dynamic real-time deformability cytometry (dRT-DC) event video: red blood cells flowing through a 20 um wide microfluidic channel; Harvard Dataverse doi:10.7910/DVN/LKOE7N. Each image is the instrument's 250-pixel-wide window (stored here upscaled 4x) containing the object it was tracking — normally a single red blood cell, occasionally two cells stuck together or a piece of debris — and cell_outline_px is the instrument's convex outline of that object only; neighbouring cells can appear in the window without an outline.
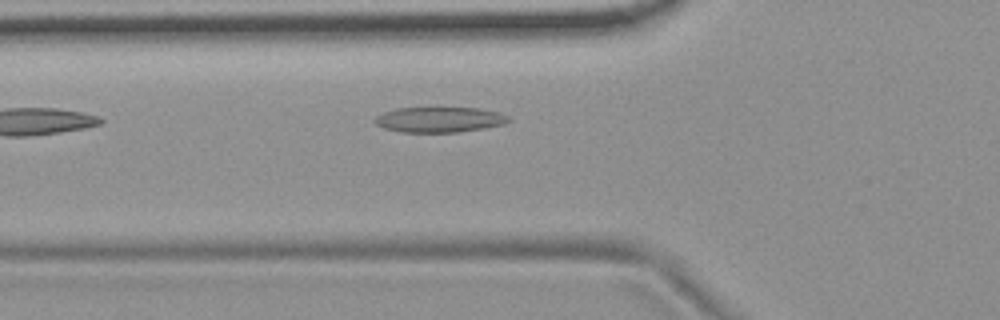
{"species": "common noctule bat (a hibernating species)", "species_latin": "Nyctalus noctula", "temperature_condition": "room temperature", "stored_images_in_passage": 4, "camera_frame_rate_fps": 3000, "um_per_image_px": 0.085, "animal": {"sex": "female", "body_mass_g": 19.9}, "frame": {"image": 1, "passage_image": 4, "time_ms": 4.333, "image_size_px": [1000, 320], "cell_outline_px": [[512, 120], [504, 124], [484, 128], [460, 132], [400, 132], [384, 128], [376, 124], [372, 120], [376, 116], [384, 112], [396, 108], [436, 104], [440, 104], [480, 108], [500, 112], [508, 116]], "centroid_in_image_um": [37.36, 10.1], "position_along_channel_um": 88.4, "area_um2": 21.15}}